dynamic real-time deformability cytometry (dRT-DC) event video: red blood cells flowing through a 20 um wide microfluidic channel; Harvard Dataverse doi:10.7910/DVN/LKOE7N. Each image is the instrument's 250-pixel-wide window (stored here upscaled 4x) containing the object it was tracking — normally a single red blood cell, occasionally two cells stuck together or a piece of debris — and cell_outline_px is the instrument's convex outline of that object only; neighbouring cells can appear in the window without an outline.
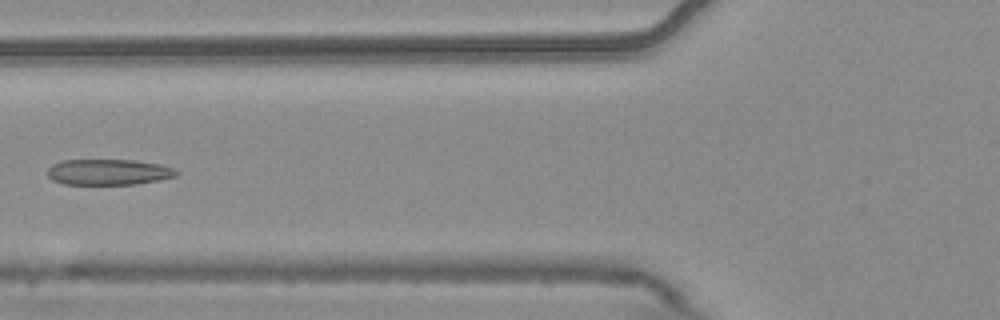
{"species": "common noctule bat (a hibernating species)", "species_latin": "Nyctalus noctula", "temperature_condition": "warm", "stored_images_in_passage": 5, "camera_frame_rate_fps": 3000, "um_per_image_px": 0.085, "animal": {"sex": "male", "body_mass_g": 20.4}, "frame": {"image": 1, "passage_image": 5, "time_ms": 1.333, "image_size_px": [1000, 320], "cell_outline_px": [[180, 172], [176, 176], [160, 180], [136, 184], [64, 184], [52, 180], [48, 176], [48, 168], [52, 164], [64, 160], [132, 160], [160, 164], [172, 168]], "centroid_in_image_um": [9.23, 14.62], "position_along_channel_um": 116.6, "area_um2": 19.36}}